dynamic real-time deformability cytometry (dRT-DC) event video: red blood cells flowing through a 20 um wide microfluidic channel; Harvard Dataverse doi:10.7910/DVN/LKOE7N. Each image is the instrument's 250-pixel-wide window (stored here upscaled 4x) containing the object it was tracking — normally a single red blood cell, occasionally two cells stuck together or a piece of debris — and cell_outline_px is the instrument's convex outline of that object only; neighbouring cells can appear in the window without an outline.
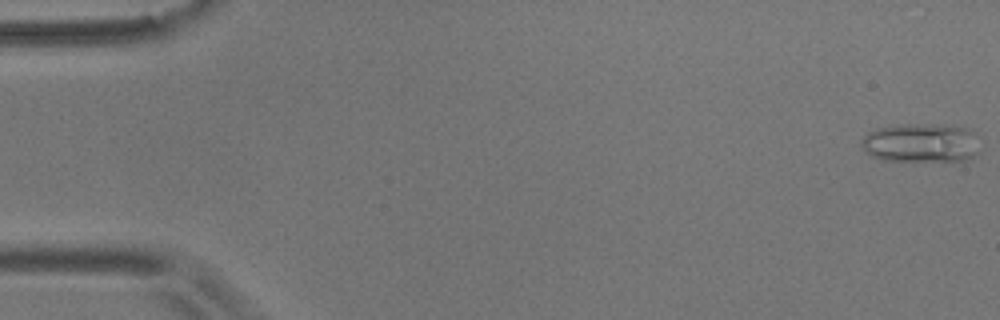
{"species": "common noctule bat (a hibernating species)", "species_latin": "Nyctalus noctula", "temperature_condition": "room temperature", "stored_images_in_passage": 55, "camera_frame_rate_fps": 3000, "um_per_image_px": 0.085, "animal": {"sex": "male", "body_mass_g": 17.9}, "frame": {"image": 1, "passage_image": 1, "time_ms": 0.0, "image_size_px": [1000, 320], "cell_outline_px": [[976, 152], [972, 156], [964, 160], [884, 160], [872, 156], [864, 152], [860, 144], [860, 140], [868, 132], [876, 128], [900, 124], [932, 124], [964, 128], [972, 132]], "centroid_in_image_um": [78.13, 12.13], "position_along_channel_um": 6.9, "area_um2": 26.3}}
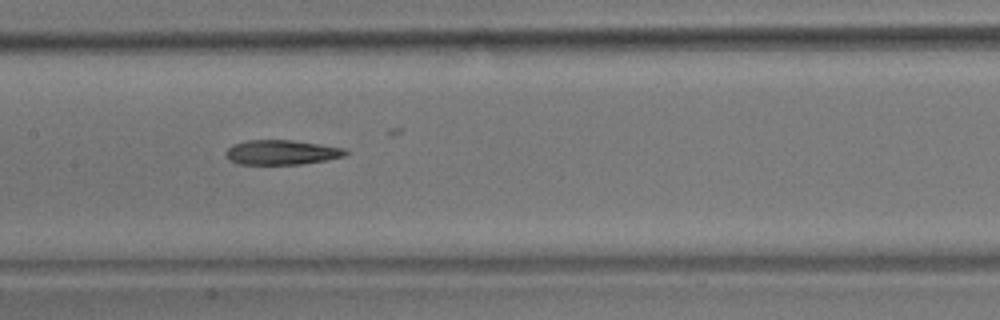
{"frame": {"image": 2, "passage_image": 27, "time_ms": 8.667, "image_size_px": [1000, 320], "cell_outline_px": [[348, 152], [344, 156], [328, 160], [300, 164], [240, 164], [228, 160], [224, 152], [232, 144], [248, 140], [292, 140], [320, 144], [344, 148]], "centroid_in_image_um": [23.91, 12.95], "position_along_channel_um": 183.5, "area_um2": 17.28}}
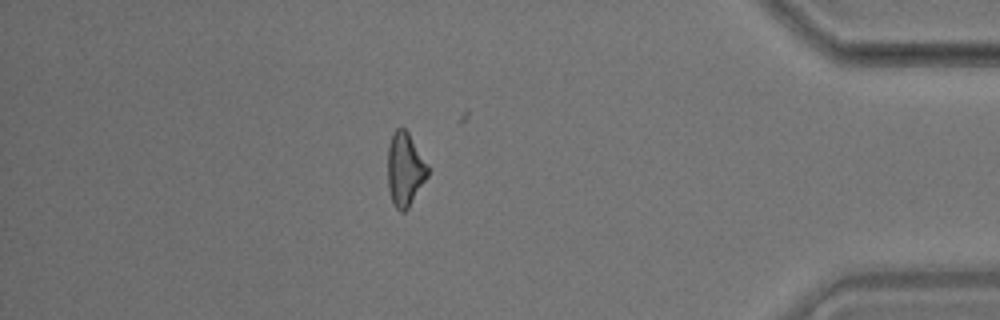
{"frame": {"image": 3, "passage_image": 48, "time_ms": 15.667, "image_size_px": [1000, 320], "cell_outline_px": [[428, 176], [408, 208], [404, 212], [400, 212], [392, 204], [388, 188], [388, 144], [396, 128], [404, 128], [408, 132], [428, 168]], "centroid_in_image_um": [34.39, 14.43], "position_along_channel_um": 400.8, "area_um2": 16.94}, "authors_computed_cell_mechanics": {"area_um2": 18.1492, "velocity_mm_per_s": 3.6571, "shape_relaxation_time_tau1_ms": 10.8071, "shape_relaxation_time_tau2_ms": null, "deformation_change_tau1": 0.2184, "deformation_change_tau2": null}}